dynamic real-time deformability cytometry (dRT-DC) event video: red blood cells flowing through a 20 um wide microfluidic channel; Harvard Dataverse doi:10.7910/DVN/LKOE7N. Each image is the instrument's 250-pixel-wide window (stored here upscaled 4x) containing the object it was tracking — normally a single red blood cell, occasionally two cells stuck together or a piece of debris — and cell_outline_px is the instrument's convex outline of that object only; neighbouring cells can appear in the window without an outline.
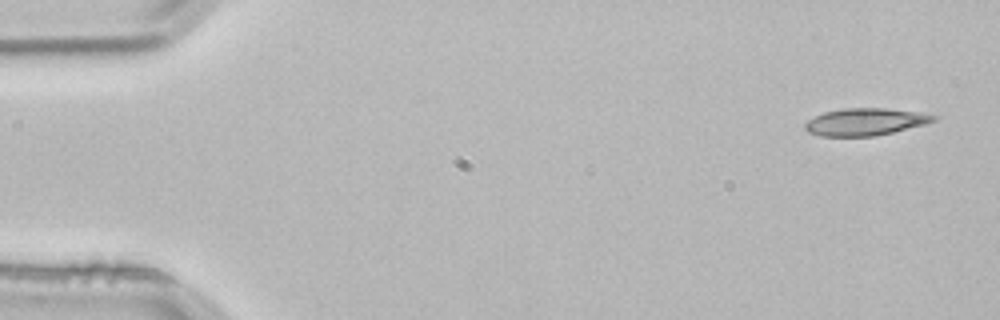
{"species": "common noctule bat (a hibernating species)", "species_latin": "Nyctalus noctula", "temperature_condition": "room temperature", "stored_images_in_passage": 4, "segment_of_instrument_passage": [1, 2], "camera_frame_rate_fps": 3000, "um_per_image_px": 0.085, "animal": {"sex": "male", "body_mass_g": 21.5, "forearm_length_mm": 52.0}, "frame": {"image": 1, "passage_image": 1, "time_ms": 0.0, "image_size_px": [1000, 320], "cell_outline_px": [[936, 120], [924, 124], [876, 136], [820, 136], [808, 132], [804, 128], [804, 124], [808, 120], [824, 112], [844, 108], [884, 108], [920, 112], [936, 116]], "centroid_in_image_um": [73.52, 10.35], "position_along_channel_um": 11.5, "area_um2": 20.23}}
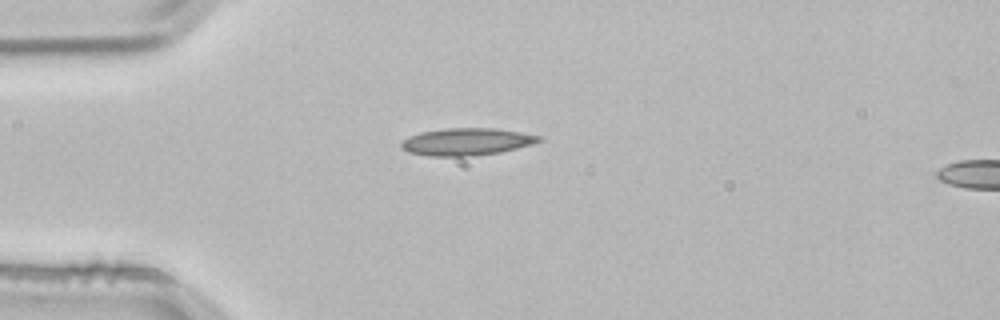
{"frame": {"image": 2, "passage_image": 3, "time_ms": 0.667, "image_size_px": [1000, 320], "cell_outline_px": [[544, 140], [532, 144], [500, 152], [476, 156], [428, 156], [408, 152], [400, 148], [400, 144], [404, 140], [420, 132], [448, 128], [496, 128], [544, 136]], "centroid_in_image_um": [39.7, 12.05], "position_along_channel_um": 45.3, "area_um2": 21.96}}